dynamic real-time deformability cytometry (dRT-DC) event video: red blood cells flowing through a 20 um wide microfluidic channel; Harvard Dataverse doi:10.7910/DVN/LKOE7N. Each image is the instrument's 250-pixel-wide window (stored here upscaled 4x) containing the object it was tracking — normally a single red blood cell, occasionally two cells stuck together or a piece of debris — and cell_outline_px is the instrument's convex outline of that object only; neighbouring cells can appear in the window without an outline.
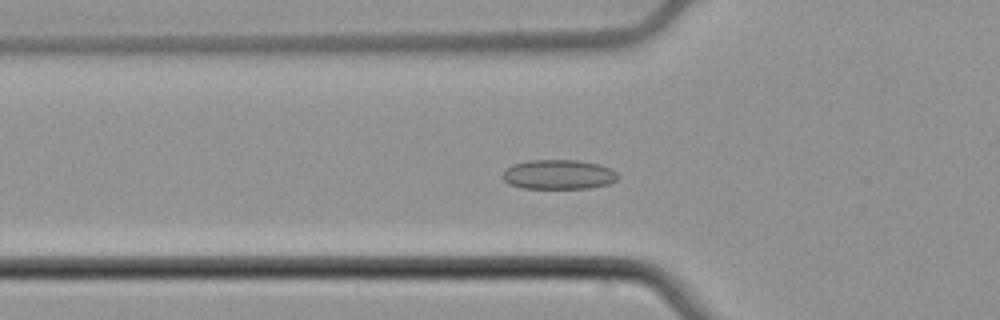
{"species": "common noctule bat (a hibernating species)", "species_latin": "Nyctalus noctula", "temperature_condition": "cold", "stored_images_in_passage": 48, "camera_frame_rate_fps": 3000, "um_per_image_px": 0.085, "animal": {"sex": "male", "body_mass_g": 21.5, "forearm_length_mm": 52.0}, "frame": {"image": 1, "passage_image": 13, "time_ms": 4.0, "image_size_px": [1000, 320], "cell_outline_px": [[620, 176], [616, 180], [608, 184], [588, 188], [520, 188], [508, 184], [500, 176], [512, 164], [528, 160], [576, 160], [600, 164], [616, 172]], "centroid_in_image_um": [47.45, 14.83], "position_along_channel_um": 78.3, "area_um2": 19.94}}
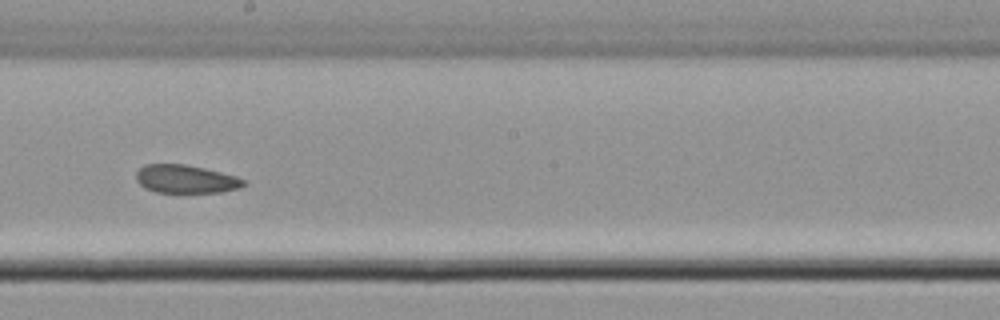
{"frame": {"image": 2, "passage_image": 25, "time_ms": 8.0, "image_size_px": [1000, 320], "cell_outline_px": [[248, 184], [240, 188], [220, 192], [156, 192], [144, 188], [136, 180], [136, 172], [144, 164], [184, 164], [204, 168], [236, 176], [244, 180]], "centroid_in_image_um": [15.79, 15.22], "position_along_channel_um": 232.4, "area_um2": 17.69}}
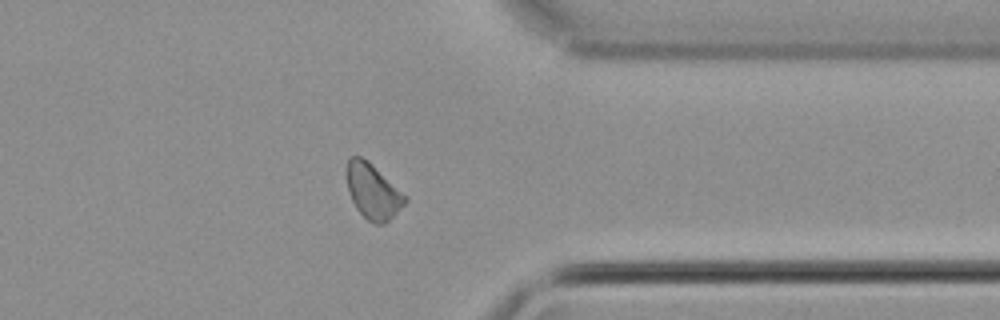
{"frame": {"image": 3, "passage_image": 37, "time_ms": 12.0, "image_size_px": [1000, 320], "cell_outline_px": [[408, 200], [384, 224], [376, 224], [368, 220], [356, 208], [352, 200], [348, 188], [344, 172], [348, 160], [352, 156], [360, 156], [372, 164], [408, 196]], "centroid_in_image_um": [31.68, 16.24], "position_along_channel_um": 379.7, "area_um2": 18.73}, "authors_computed_cell_mechanics": {"area_um2": 19.1029, "velocity_mm_per_s": 3.8683, "shape_relaxation_time_tau1_ms": null, "shape_relaxation_time_tau2_ms": 7.1285, "deformation_change_tau1": null, "deformation_change_tau2": 0.0994}}